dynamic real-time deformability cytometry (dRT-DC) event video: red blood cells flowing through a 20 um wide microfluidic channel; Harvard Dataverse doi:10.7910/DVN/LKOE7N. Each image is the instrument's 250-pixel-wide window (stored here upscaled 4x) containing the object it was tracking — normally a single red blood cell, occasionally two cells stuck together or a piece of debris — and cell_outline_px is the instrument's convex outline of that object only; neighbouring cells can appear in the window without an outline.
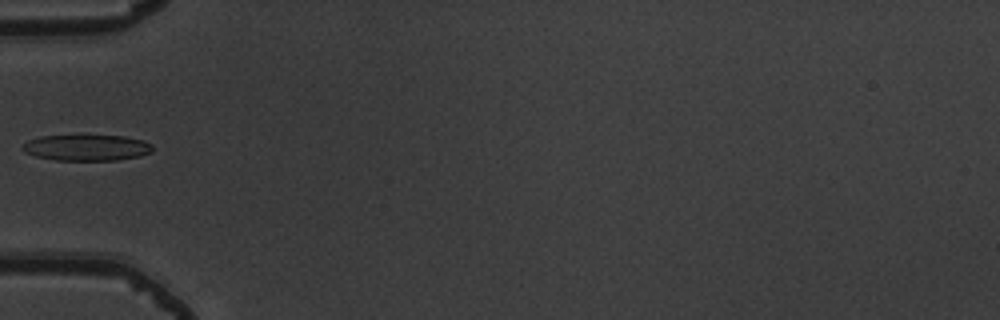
{"species": "common noctule bat (a hibernating species)", "species_latin": "Nyctalus noctula", "temperature_condition": "warm", "stored_images_in_passage": 6, "camera_frame_rate_fps": 3000, "um_per_image_px": 0.085, "animal": {"sex": "male", "body_mass_g": 19.5, "forearm_length_mm": 54.6}, "frame": {"image": 1, "passage_image": 6, "time_ms": 1.667, "image_size_px": [1000, 320], "cell_outline_px": [[152, 152], [140, 156], [116, 160], [56, 160], [36, 156], [24, 152], [20, 148], [28, 140], [40, 136], [124, 136], [144, 140], [152, 144]], "centroid_in_image_um": [7.37, 12.55], "position_along_channel_um": 77.6, "area_um2": 19.65}}